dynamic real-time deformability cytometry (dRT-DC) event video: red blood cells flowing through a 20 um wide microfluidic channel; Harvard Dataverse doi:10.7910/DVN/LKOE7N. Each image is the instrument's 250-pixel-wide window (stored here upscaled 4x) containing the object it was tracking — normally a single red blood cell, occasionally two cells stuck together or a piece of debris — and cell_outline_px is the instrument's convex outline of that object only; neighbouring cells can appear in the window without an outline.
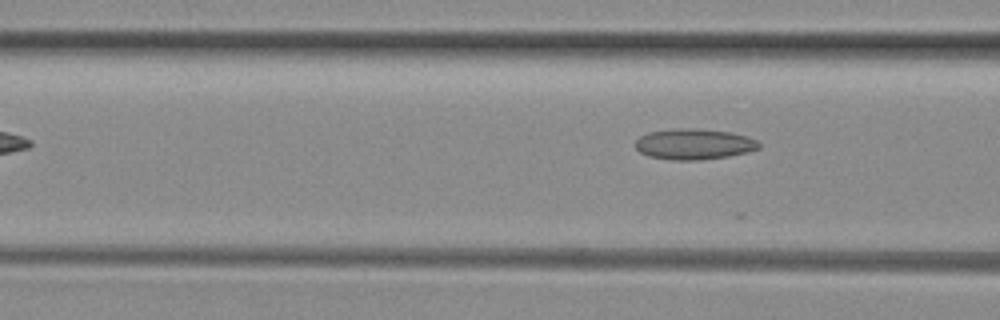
{"species": "common noctule bat (a hibernating species)", "species_latin": "Nyctalus noctula", "temperature_condition": "room temperature", "stored_images_in_passage": 3, "camera_frame_rate_fps": 3000, "um_per_image_px": 0.085, "animal": {"sex": "female", "body_mass_g": 29.2, "forearm_length_mm": 56.3}, "frame": {"image": 1, "passage_image": 3, "time_ms": 0.667, "image_size_px": [1000, 320], "cell_outline_px": [[760, 148], [748, 152], [728, 156], [700, 160], [672, 160], [648, 156], [640, 152], [636, 148], [636, 140], [640, 136], [648, 132], [676, 128], [696, 128], [728, 132], [748, 136], [756, 140], [760, 144]], "centroid_in_image_um": [58.99, 12.25], "position_along_channel_um": 107.6, "area_um2": 22.2}}